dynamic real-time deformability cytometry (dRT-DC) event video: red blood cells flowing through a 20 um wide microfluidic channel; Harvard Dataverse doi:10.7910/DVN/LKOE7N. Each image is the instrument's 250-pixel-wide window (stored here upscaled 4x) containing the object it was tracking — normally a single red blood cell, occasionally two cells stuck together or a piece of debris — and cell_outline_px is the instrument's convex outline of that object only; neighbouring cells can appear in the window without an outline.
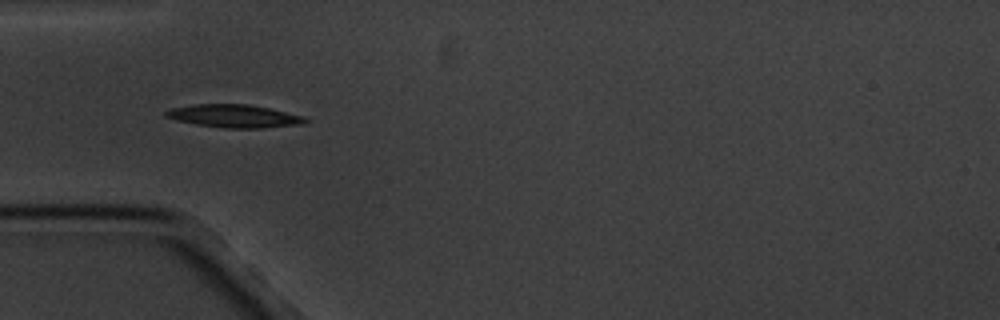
{"species": "common noctule bat (a hibernating species)", "species_latin": "Nyctalus noctula", "temperature_condition": "cold", "stored_images_in_passage": 6, "camera_frame_rate_fps": 3000, "um_per_image_px": 0.085, "animal": {"sex": "male", "body_mass_g": 20.1, "forearm_length_mm": 53.5}, "frame": {"image": 1, "passage_image": 5, "time_ms": 4.667, "image_size_px": [1000, 320], "cell_outline_px": [[308, 120], [300, 124], [260, 128], [224, 128], [196, 124], [176, 120], [164, 116], [164, 112], [172, 108], [196, 104], [248, 104], [268, 108], [304, 116]], "centroid_in_image_um": [19.87, 9.86], "position_along_channel_um": 65.1, "area_um2": 18.44}}
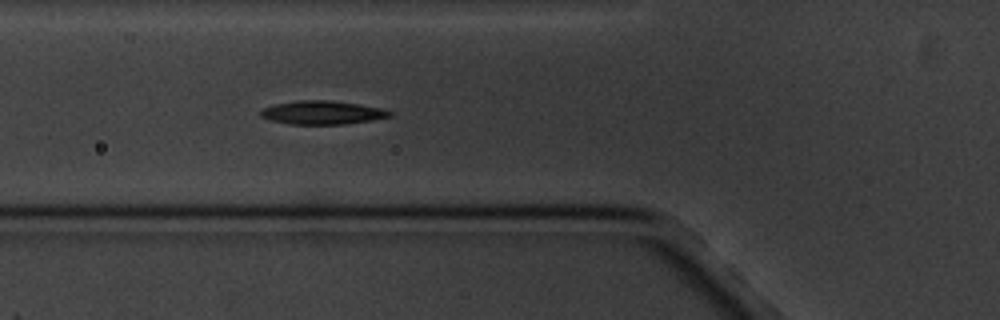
{"frame": {"image": 2, "passage_image": 6, "time_ms": 5.667, "image_size_px": [1000, 320], "cell_outline_px": [[392, 116], [372, 120], [344, 124], [288, 124], [272, 120], [260, 116], [260, 112], [264, 108], [276, 104], [296, 100], [332, 100], [380, 108], [392, 112]], "centroid_in_image_um": [27.39, 9.57], "position_along_channel_um": 98.4, "area_um2": 17.51}}